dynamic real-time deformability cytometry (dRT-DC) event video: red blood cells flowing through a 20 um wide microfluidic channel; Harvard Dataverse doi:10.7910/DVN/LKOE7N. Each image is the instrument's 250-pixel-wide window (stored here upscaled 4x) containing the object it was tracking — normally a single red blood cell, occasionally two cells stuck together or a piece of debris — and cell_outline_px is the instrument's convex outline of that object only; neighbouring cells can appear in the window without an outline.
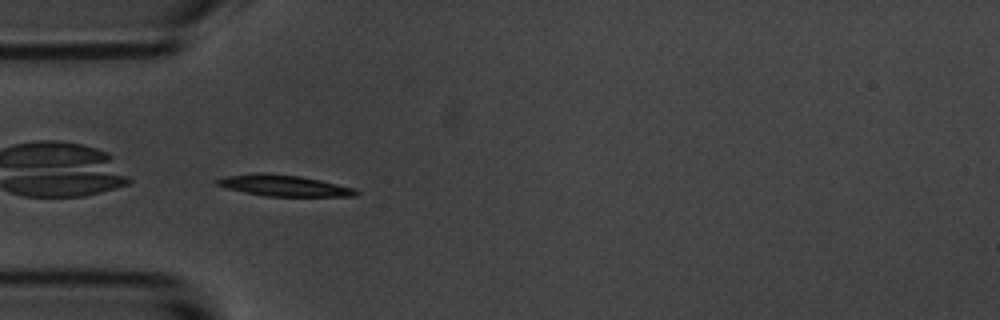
{"species": "common noctule bat (a hibernating species)", "species_latin": "Nyctalus noctula", "temperature_condition": "room temperature", "stored_images_in_passage": 40, "camera_frame_rate_fps": 3000, "um_per_image_px": 0.085, "animal": {"sex": "male", "body_mass_g": 20.1, "forearm_length_mm": 53.5}, "frame": {"image": 1, "passage_image": 1, "time_ms": 0.0, "image_size_px": [1000, 320], "cell_outline_px": [[360, 192], [356, 196], [264, 196], [244, 192], [228, 188], [216, 184], [216, 180], [224, 176], [300, 176], [320, 180], [356, 188]], "centroid_in_image_um": [24.28, 15.83], "position_along_channel_um": 60.7, "area_um2": 16.01}}
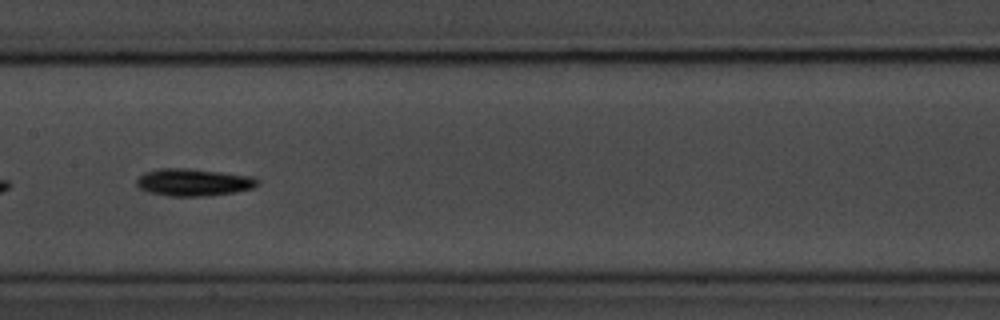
{"frame": {"image": 2, "passage_image": 12, "time_ms": 3.667, "image_size_px": [1000, 320], "cell_outline_px": [[260, 184], [252, 188], [236, 192], [204, 196], [168, 196], [148, 192], [140, 188], [136, 184], [136, 180], [144, 172], [160, 168], [188, 168], [252, 176], [260, 180]], "centroid_in_image_um": [16.45, 15.49], "position_along_channel_um": 190.9, "area_um2": 19.31}}
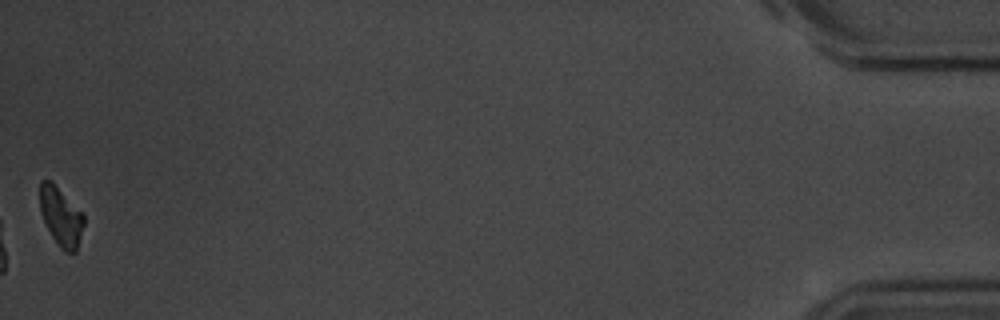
{"frame": {"image": 3, "passage_image": 40, "time_ms": 13.0, "image_size_px": [1000, 320], "cell_outline_px": [[84, 224], [76, 252], [64, 252], [60, 248], [52, 236], [40, 212], [40, 180], [52, 180], [84, 216]], "centroid_in_image_um": [5.17, 18.4], "position_along_channel_um": 430.0, "area_um2": 14.85}, "authors_computed_cell_mechanics": {"area_um2": 16.9932, "velocity_mm_per_s": 3.5934, "shape_relaxation_time_tau1_ms": 1.4911, "shape_relaxation_time_tau2_ms": null, "deformation_change_tau1": 0.1089, "deformation_change_tau2": null}}